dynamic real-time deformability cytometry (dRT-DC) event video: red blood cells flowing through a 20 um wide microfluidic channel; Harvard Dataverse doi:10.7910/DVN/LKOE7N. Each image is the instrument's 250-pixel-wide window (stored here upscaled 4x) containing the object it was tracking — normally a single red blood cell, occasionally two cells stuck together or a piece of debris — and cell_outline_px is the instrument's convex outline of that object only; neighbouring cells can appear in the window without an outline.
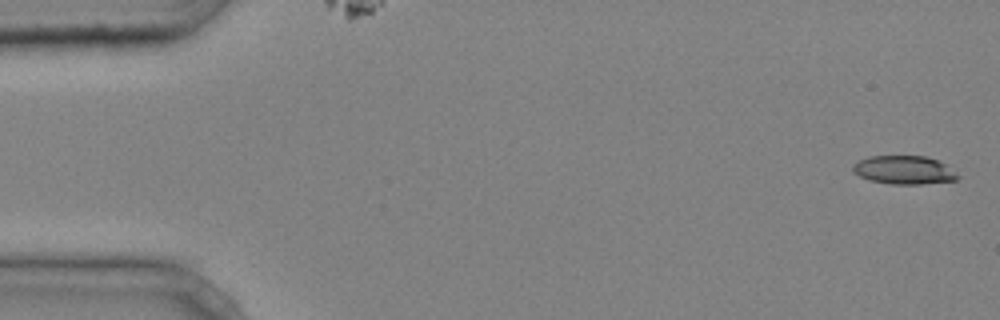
{"species": "common noctule bat (a hibernating species)", "species_latin": "Nyctalus noctula", "temperature_condition": "cold", "stored_images_in_passage": 45, "camera_frame_rate_fps": 3000, "um_per_image_px": 0.085, "animal": {"sex": "male", "body_mass_g": 20.4}, "frame": {"image": 1, "passage_image": 1, "time_ms": 0.0, "image_size_px": [1000, 320], "cell_outline_px": [[960, 176], [956, 180], [920, 184], [892, 184], [868, 180], [852, 172], [852, 164], [868, 156], [924, 156], [936, 160], [944, 164], [956, 172]], "centroid_in_image_um": [76.8, 14.45], "position_along_channel_um": 8.2, "area_um2": 17.34}}
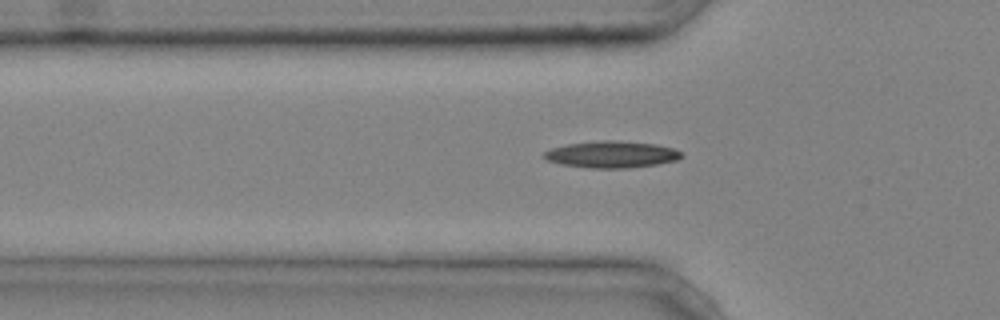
{"frame": {"image": 2, "passage_image": 15, "time_ms": 4.667, "image_size_px": [1000, 320], "cell_outline_px": [[684, 156], [676, 160], [656, 164], [628, 168], [592, 168], [560, 164], [548, 160], [540, 156], [548, 148], [568, 144], [604, 140], [608, 140], [656, 144], [672, 148], [684, 152]], "centroid_in_image_um": [51.96, 13.13], "position_along_channel_um": 73.8, "area_um2": 21.39}}
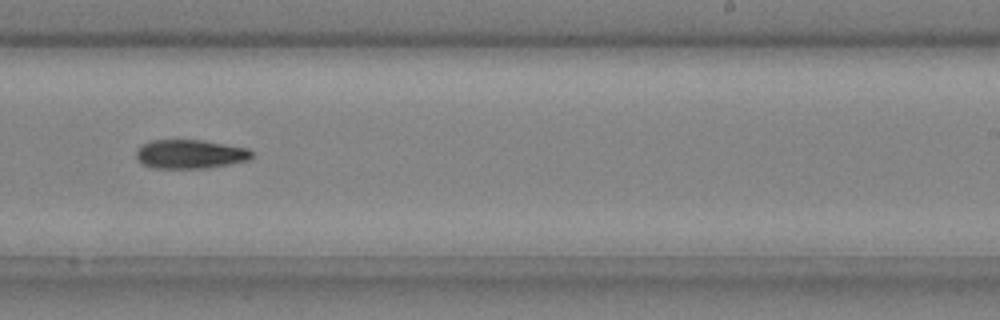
{"frame": {"image": 3, "passage_image": 29, "time_ms": 9.333, "image_size_px": [1000, 320], "cell_outline_px": [[252, 156], [248, 160], [208, 168], [152, 168], [144, 164], [136, 156], [136, 148], [140, 144], [152, 140], [204, 140], [248, 148], [252, 152]], "centroid_in_image_um": [16.14, 13.09], "position_along_channel_um": 272.9, "area_um2": 19.54}, "authors_computed_cell_mechanics": {"area_um2": 19.2474, "velocity_mm_per_s": 4.2699, "shape_relaxation_time_tau1_ms": 5.5368, "shape_relaxation_time_tau2_ms": null, "deformation_change_tau1": 0.1201, "deformation_change_tau2": null}}